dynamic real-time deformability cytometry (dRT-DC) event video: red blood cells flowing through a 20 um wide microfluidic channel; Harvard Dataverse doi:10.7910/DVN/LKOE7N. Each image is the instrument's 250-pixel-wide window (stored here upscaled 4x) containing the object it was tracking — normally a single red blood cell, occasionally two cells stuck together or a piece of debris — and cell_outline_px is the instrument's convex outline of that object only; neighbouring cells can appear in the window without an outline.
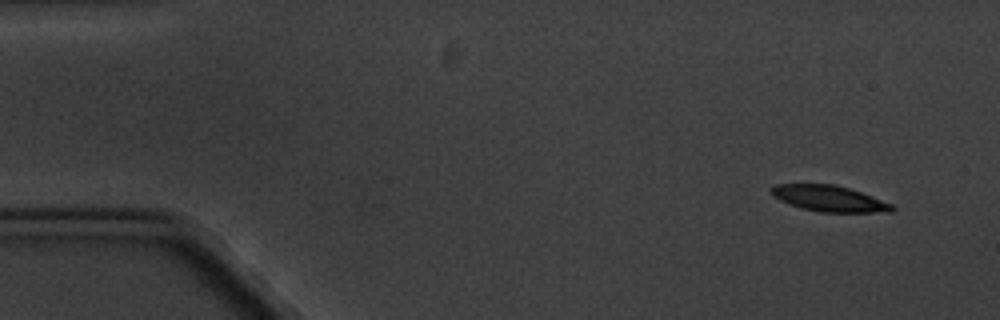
{"species": "common noctule bat (a hibernating species)", "species_latin": "Nyctalus noctula", "temperature_condition": "cold", "stored_images_in_passage": 5, "camera_frame_rate_fps": 3000, "um_per_image_px": 0.085, "animal": {"sex": "male", "body_mass_g": 20.1, "forearm_length_mm": 53.5}, "frame": {"image": 1, "passage_image": 1, "time_ms": 0.0, "image_size_px": [1000, 320], "cell_outline_px": [[896, 208], [892, 212], [820, 212], [800, 208], [788, 204], [772, 196], [768, 192], [768, 188], [776, 184], [832, 184], [848, 188], [872, 196], [892, 204]], "centroid_in_image_um": [70.42, 16.87], "position_along_channel_um": 14.6, "area_um2": 18.44}}
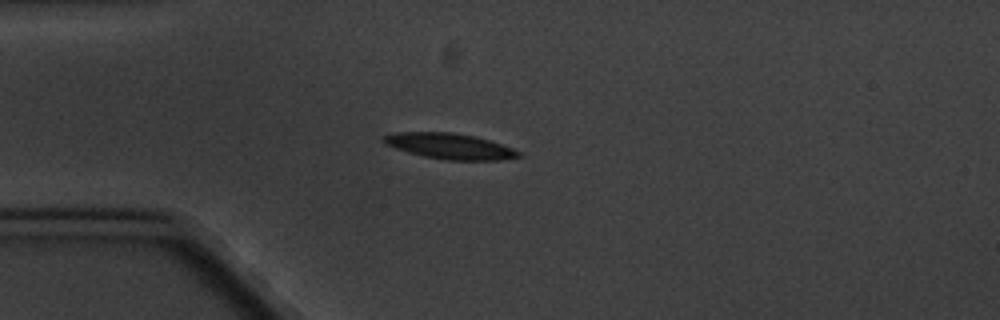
{"frame": {"image": 2, "passage_image": 4, "time_ms": 3.667, "image_size_px": [1000, 320], "cell_outline_px": [[520, 156], [500, 160], [444, 160], [424, 156], [408, 152], [384, 144], [380, 140], [380, 136], [392, 132], [452, 132], [476, 136], [512, 148], [520, 152]], "centroid_in_image_um": [38.14, 12.41], "position_along_channel_um": 46.9, "area_um2": 20.29}}